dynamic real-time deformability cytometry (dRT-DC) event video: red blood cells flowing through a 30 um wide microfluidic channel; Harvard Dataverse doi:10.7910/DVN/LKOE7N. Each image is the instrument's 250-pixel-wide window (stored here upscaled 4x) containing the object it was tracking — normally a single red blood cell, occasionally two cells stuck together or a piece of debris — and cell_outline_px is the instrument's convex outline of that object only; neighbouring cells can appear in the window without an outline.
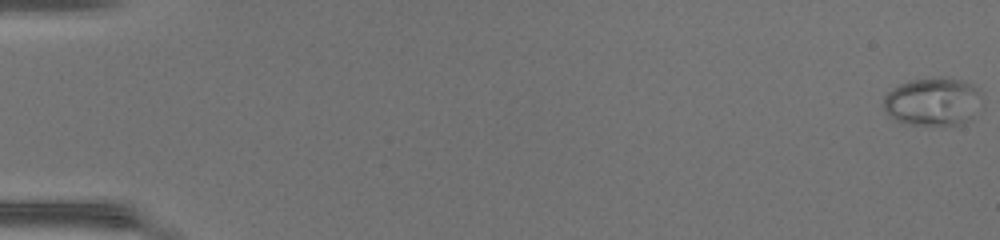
{"species": "common noctule bat (a hibernating species)", "species_latin": "Nyctalus noctula", "temperature_condition": "warm", "stored_images_in_passage": 50, "camera_frame_rate_fps": 3000, "um_per_image_px": 0.085, "animal": {"sex": "female", "body_mass_g": 17.0, "forearm_length_mm": 48.0}, "frame": {"image": 1, "passage_image": 1, "time_ms": 0.0, "image_size_px": [1000, 240], "cell_outline_px": [[980, 96], [976, 112], [968, 120], [944, 128], [908, 124], [896, 120], [888, 116], [884, 108], [884, 96], [892, 88], [900, 84], [912, 80], [940, 76], [944, 76], [960, 80], [976, 88], [980, 92]], "centroid_in_image_um": [79.25, 8.67], "position_along_channel_um": 5.8, "area_um2": 27.92}}
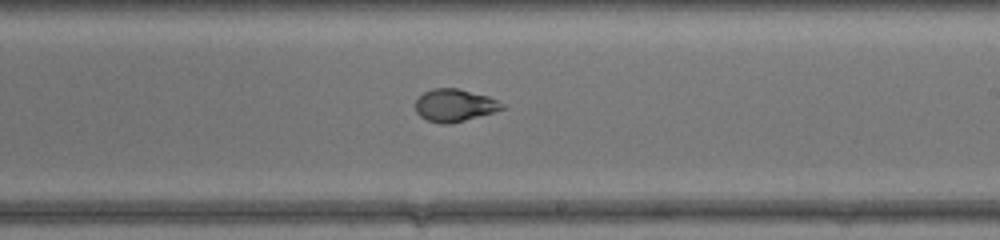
{"frame": {"image": 2, "passage_image": 31, "time_ms": 10.0, "image_size_px": [1000, 240], "cell_outline_px": [[504, 108], [492, 112], [464, 120], [448, 124], [440, 124], [428, 120], [420, 116], [416, 112], [416, 100], [424, 92], [432, 88], [456, 88], [488, 96], [504, 104]], "centroid_in_image_um": [38.6, 8.95], "position_along_channel_um": 250.4, "area_um2": 16.13}}
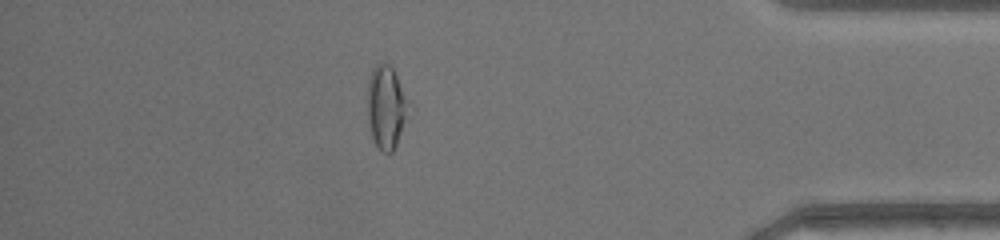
{"frame": {"image": 3, "passage_image": 44, "time_ms": 14.333, "image_size_px": [1000, 240], "cell_outline_px": [[404, 116], [396, 144], [392, 152], [380, 152], [372, 140], [368, 120], [368, 80], [372, 68], [376, 64], [388, 64], [392, 68], [396, 76], [404, 100]], "centroid_in_image_um": [32.71, 9.13], "position_along_channel_um": 402.5, "area_um2": 18.5}, "authors_computed_cell_mechanics": {"area_um2": 18.9584, "velocity_mm_per_s": 4.3332, "shape_relaxation_time_tau1_ms": 8.0739, "shape_relaxation_time_tau2_ms": null, "deformation_change_tau1": 0.2752, "deformation_change_tau2": null}}